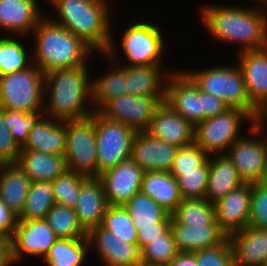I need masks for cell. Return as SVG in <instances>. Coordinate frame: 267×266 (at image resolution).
<instances>
[{
	"mask_svg": "<svg viewBox=\"0 0 267 266\" xmlns=\"http://www.w3.org/2000/svg\"><path fill=\"white\" fill-rule=\"evenodd\" d=\"M267 101L258 110L257 117L255 119V124L257 126H267Z\"/></svg>",
	"mask_w": 267,
	"mask_h": 266,
	"instance_id": "f5cc1de1",
	"label": "cell"
},
{
	"mask_svg": "<svg viewBox=\"0 0 267 266\" xmlns=\"http://www.w3.org/2000/svg\"><path fill=\"white\" fill-rule=\"evenodd\" d=\"M65 159L67 170L97 177V143L94 121L89 117L66 121Z\"/></svg>",
	"mask_w": 267,
	"mask_h": 266,
	"instance_id": "30bf717a",
	"label": "cell"
},
{
	"mask_svg": "<svg viewBox=\"0 0 267 266\" xmlns=\"http://www.w3.org/2000/svg\"><path fill=\"white\" fill-rule=\"evenodd\" d=\"M151 22V23H150ZM139 21L133 22L125 29L123 36L121 38V49L125 55L127 62L124 65L121 62L115 61L117 59V45L112 32L110 46L105 53L101 56L110 58L114 62L123 66H150V65H160L163 63V49H164V36L162 30L157 27L156 23L152 21ZM162 64V65H161Z\"/></svg>",
	"mask_w": 267,
	"mask_h": 266,
	"instance_id": "5b68a950",
	"label": "cell"
},
{
	"mask_svg": "<svg viewBox=\"0 0 267 266\" xmlns=\"http://www.w3.org/2000/svg\"><path fill=\"white\" fill-rule=\"evenodd\" d=\"M251 193L252 183H245L215 203L216 222L227 236L248 225Z\"/></svg>",
	"mask_w": 267,
	"mask_h": 266,
	"instance_id": "ac0fdd59",
	"label": "cell"
},
{
	"mask_svg": "<svg viewBox=\"0 0 267 266\" xmlns=\"http://www.w3.org/2000/svg\"><path fill=\"white\" fill-rule=\"evenodd\" d=\"M0 111L4 114L6 126L20 148L27 142L29 132L36 122L44 115L43 111L35 113L6 109Z\"/></svg>",
	"mask_w": 267,
	"mask_h": 266,
	"instance_id": "b9f144b4",
	"label": "cell"
},
{
	"mask_svg": "<svg viewBox=\"0 0 267 266\" xmlns=\"http://www.w3.org/2000/svg\"><path fill=\"white\" fill-rule=\"evenodd\" d=\"M104 75L91 79L92 106L98 111L108 100L128 94L126 66L113 63Z\"/></svg>",
	"mask_w": 267,
	"mask_h": 266,
	"instance_id": "4dcf8cb0",
	"label": "cell"
},
{
	"mask_svg": "<svg viewBox=\"0 0 267 266\" xmlns=\"http://www.w3.org/2000/svg\"><path fill=\"white\" fill-rule=\"evenodd\" d=\"M45 220L58 238H86L87 233L79 225L73 208L54 204L47 213Z\"/></svg>",
	"mask_w": 267,
	"mask_h": 266,
	"instance_id": "8d00e7d4",
	"label": "cell"
},
{
	"mask_svg": "<svg viewBox=\"0 0 267 266\" xmlns=\"http://www.w3.org/2000/svg\"><path fill=\"white\" fill-rule=\"evenodd\" d=\"M197 266H235L228 238L220 245L192 252Z\"/></svg>",
	"mask_w": 267,
	"mask_h": 266,
	"instance_id": "f6af8a7d",
	"label": "cell"
},
{
	"mask_svg": "<svg viewBox=\"0 0 267 266\" xmlns=\"http://www.w3.org/2000/svg\"><path fill=\"white\" fill-rule=\"evenodd\" d=\"M45 16L35 27L32 62L45 74L58 69L77 68L87 64L96 52L82 39ZM94 52V53H93Z\"/></svg>",
	"mask_w": 267,
	"mask_h": 266,
	"instance_id": "277c9868",
	"label": "cell"
},
{
	"mask_svg": "<svg viewBox=\"0 0 267 266\" xmlns=\"http://www.w3.org/2000/svg\"><path fill=\"white\" fill-rule=\"evenodd\" d=\"M41 10L37 0H0V31L8 36L32 35L46 16Z\"/></svg>",
	"mask_w": 267,
	"mask_h": 266,
	"instance_id": "d6986e66",
	"label": "cell"
},
{
	"mask_svg": "<svg viewBox=\"0 0 267 266\" xmlns=\"http://www.w3.org/2000/svg\"><path fill=\"white\" fill-rule=\"evenodd\" d=\"M166 83L164 102L195 128L203 121V91L183 70H173Z\"/></svg>",
	"mask_w": 267,
	"mask_h": 266,
	"instance_id": "4fadbf2b",
	"label": "cell"
},
{
	"mask_svg": "<svg viewBox=\"0 0 267 266\" xmlns=\"http://www.w3.org/2000/svg\"><path fill=\"white\" fill-rule=\"evenodd\" d=\"M258 127H260V128H263V130L265 131V134L267 135V126H258Z\"/></svg>",
	"mask_w": 267,
	"mask_h": 266,
	"instance_id": "6f0895ef",
	"label": "cell"
},
{
	"mask_svg": "<svg viewBox=\"0 0 267 266\" xmlns=\"http://www.w3.org/2000/svg\"><path fill=\"white\" fill-rule=\"evenodd\" d=\"M245 184L232 160L226 154L209 156V177L205 199L216 203L230 191Z\"/></svg>",
	"mask_w": 267,
	"mask_h": 266,
	"instance_id": "484cf974",
	"label": "cell"
},
{
	"mask_svg": "<svg viewBox=\"0 0 267 266\" xmlns=\"http://www.w3.org/2000/svg\"><path fill=\"white\" fill-rule=\"evenodd\" d=\"M194 130L184 117L163 102L156 110L147 132L168 144L183 147L194 142Z\"/></svg>",
	"mask_w": 267,
	"mask_h": 266,
	"instance_id": "44dd1931",
	"label": "cell"
},
{
	"mask_svg": "<svg viewBox=\"0 0 267 266\" xmlns=\"http://www.w3.org/2000/svg\"><path fill=\"white\" fill-rule=\"evenodd\" d=\"M88 69V64H85L45 73V116L60 121H72L87 119L95 112Z\"/></svg>",
	"mask_w": 267,
	"mask_h": 266,
	"instance_id": "7a4b0ae2",
	"label": "cell"
},
{
	"mask_svg": "<svg viewBox=\"0 0 267 266\" xmlns=\"http://www.w3.org/2000/svg\"><path fill=\"white\" fill-rule=\"evenodd\" d=\"M176 179L182 199H204L209 177V158L189 172H170Z\"/></svg>",
	"mask_w": 267,
	"mask_h": 266,
	"instance_id": "f35d334b",
	"label": "cell"
},
{
	"mask_svg": "<svg viewBox=\"0 0 267 266\" xmlns=\"http://www.w3.org/2000/svg\"><path fill=\"white\" fill-rule=\"evenodd\" d=\"M235 266H266L267 229L246 226L228 236Z\"/></svg>",
	"mask_w": 267,
	"mask_h": 266,
	"instance_id": "7402d4cb",
	"label": "cell"
},
{
	"mask_svg": "<svg viewBox=\"0 0 267 266\" xmlns=\"http://www.w3.org/2000/svg\"><path fill=\"white\" fill-rule=\"evenodd\" d=\"M141 264H168L179 253L173 234L169 229L165 234L151 240L141 250Z\"/></svg>",
	"mask_w": 267,
	"mask_h": 266,
	"instance_id": "60d3db41",
	"label": "cell"
},
{
	"mask_svg": "<svg viewBox=\"0 0 267 266\" xmlns=\"http://www.w3.org/2000/svg\"><path fill=\"white\" fill-rule=\"evenodd\" d=\"M54 204L52 181H32L18 221L45 219Z\"/></svg>",
	"mask_w": 267,
	"mask_h": 266,
	"instance_id": "836d02e7",
	"label": "cell"
},
{
	"mask_svg": "<svg viewBox=\"0 0 267 266\" xmlns=\"http://www.w3.org/2000/svg\"><path fill=\"white\" fill-rule=\"evenodd\" d=\"M94 121L97 143V177L131 157L136 131L123 123L103 117L95 111Z\"/></svg>",
	"mask_w": 267,
	"mask_h": 266,
	"instance_id": "9c48e42d",
	"label": "cell"
},
{
	"mask_svg": "<svg viewBox=\"0 0 267 266\" xmlns=\"http://www.w3.org/2000/svg\"><path fill=\"white\" fill-rule=\"evenodd\" d=\"M101 226L123 241L138 244L137 229L124 206L109 205Z\"/></svg>",
	"mask_w": 267,
	"mask_h": 266,
	"instance_id": "74e56055",
	"label": "cell"
},
{
	"mask_svg": "<svg viewBox=\"0 0 267 266\" xmlns=\"http://www.w3.org/2000/svg\"><path fill=\"white\" fill-rule=\"evenodd\" d=\"M252 1H255L254 3L257 5H261L265 0H252Z\"/></svg>",
	"mask_w": 267,
	"mask_h": 266,
	"instance_id": "9f6ffc18",
	"label": "cell"
},
{
	"mask_svg": "<svg viewBox=\"0 0 267 266\" xmlns=\"http://www.w3.org/2000/svg\"><path fill=\"white\" fill-rule=\"evenodd\" d=\"M89 250L97 254L104 266H141L138 244L128 243L101 225L87 233Z\"/></svg>",
	"mask_w": 267,
	"mask_h": 266,
	"instance_id": "9a60e30c",
	"label": "cell"
},
{
	"mask_svg": "<svg viewBox=\"0 0 267 266\" xmlns=\"http://www.w3.org/2000/svg\"><path fill=\"white\" fill-rule=\"evenodd\" d=\"M244 121L249 122V127L255 124V120L247 112L229 108L199 123L194 130V143L209 156L225 154L231 145L243 136L240 130Z\"/></svg>",
	"mask_w": 267,
	"mask_h": 266,
	"instance_id": "ba28073f",
	"label": "cell"
},
{
	"mask_svg": "<svg viewBox=\"0 0 267 266\" xmlns=\"http://www.w3.org/2000/svg\"><path fill=\"white\" fill-rule=\"evenodd\" d=\"M124 207L137 230L157 228V223L171 222V215L155 200L141 192L133 196Z\"/></svg>",
	"mask_w": 267,
	"mask_h": 266,
	"instance_id": "1f68e13d",
	"label": "cell"
},
{
	"mask_svg": "<svg viewBox=\"0 0 267 266\" xmlns=\"http://www.w3.org/2000/svg\"><path fill=\"white\" fill-rule=\"evenodd\" d=\"M170 230L179 252H195L222 244L228 236L219 226H185L171 215Z\"/></svg>",
	"mask_w": 267,
	"mask_h": 266,
	"instance_id": "d4e9b609",
	"label": "cell"
},
{
	"mask_svg": "<svg viewBox=\"0 0 267 266\" xmlns=\"http://www.w3.org/2000/svg\"><path fill=\"white\" fill-rule=\"evenodd\" d=\"M161 67L160 65L126 66L128 94L133 96H165L166 82L173 71L167 69L164 73Z\"/></svg>",
	"mask_w": 267,
	"mask_h": 266,
	"instance_id": "83f0119b",
	"label": "cell"
},
{
	"mask_svg": "<svg viewBox=\"0 0 267 266\" xmlns=\"http://www.w3.org/2000/svg\"><path fill=\"white\" fill-rule=\"evenodd\" d=\"M248 227L267 229V180L252 183Z\"/></svg>",
	"mask_w": 267,
	"mask_h": 266,
	"instance_id": "7bdbcfd3",
	"label": "cell"
},
{
	"mask_svg": "<svg viewBox=\"0 0 267 266\" xmlns=\"http://www.w3.org/2000/svg\"><path fill=\"white\" fill-rule=\"evenodd\" d=\"M248 129L249 137L241 136L225 154L232 160L245 183L266 181L267 135H265L263 128L258 127L256 124Z\"/></svg>",
	"mask_w": 267,
	"mask_h": 266,
	"instance_id": "8fae6325",
	"label": "cell"
},
{
	"mask_svg": "<svg viewBox=\"0 0 267 266\" xmlns=\"http://www.w3.org/2000/svg\"><path fill=\"white\" fill-rule=\"evenodd\" d=\"M247 96L259 110L267 101V47L237 53Z\"/></svg>",
	"mask_w": 267,
	"mask_h": 266,
	"instance_id": "ffe728a7",
	"label": "cell"
},
{
	"mask_svg": "<svg viewBox=\"0 0 267 266\" xmlns=\"http://www.w3.org/2000/svg\"><path fill=\"white\" fill-rule=\"evenodd\" d=\"M20 153L21 148L11 135L4 114L0 111V164L17 163Z\"/></svg>",
	"mask_w": 267,
	"mask_h": 266,
	"instance_id": "bcb514c9",
	"label": "cell"
},
{
	"mask_svg": "<svg viewBox=\"0 0 267 266\" xmlns=\"http://www.w3.org/2000/svg\"><path fill=\"white\" fill-rule=\"evenodd\" d=\"M228 106L223 100L210 93L203 92V120L225 112Z\"/></svg>",
	"mask_w": 267,
	"mask_h": 266,
	"instance_id": "681fc988",
	"label": "cell"
},
{
	"mask_svg": "<svg viewBox=\"0 0 267 266\" xmlns=\"http://www.w3.org/2000/svg\"><path fill=\"white\" fill-rule=\"evenodd\" d=\"M144 170L131 158L99 175L108 205L124 206L141 190Z\"/></svg>",
	"mask_w": 267,
	"mask_h": 266,
	"instance_id": "2e32d148",
	"label": "cell"
},
{
	"mask_svg": "<svg viewBox=\"0 0 267 266\" xmlns=\"http://www.w3.org/2000/svg\"><path fill=\"white\" fill-rule=\"evenodd\" d=\"M171 266H197L193 253L179 252L169 263Z\"/></svg>",
	"mask_w": 267,
	"mask_h": 266,
	"instance_id": "816d5d0a",
	"label": "cell"
},
{
	"mask_svg": "<svg viewBox=\"0 0 267 266\" xmlns=\"http://www.w3.org/2000/svg\"><path fill=\"white\" fill-rule=\"evenodd\" d=\"M165 96H133L126 94L108 100L98 112L105 118L118 121L136 132L147 131L156 110Z\"/></svg>",
	"mask_w": 267,
	"mask_h": 266,
	"instance_id": "7c38bea8",
	"label": "cell"
},
{
	"mask_svg": "<svg viewBox=\"0 0 267 266\" xmlns=\"http://www.w3.org/2000/svg\"><path fill=\"white\" fill-rule=\"evenodd\" d=\"M31 182L18 164L0 165V198L17 216L23 211Z\"/></svg>",
	"mask_w": 267,
	"mask_h": 266,
	"instance_id": "f1b7e54d",
	"label": "cell"
},
{
	"mask_svg": "<svg viewBox=\"0 0 267 266\" xmlns=\"http://www.w3.org/2000/svg\"><path fill=\"white\" fill-rule=\"evenodd\" d=\"M31 181H54L67 170L64 155L21 151L16 163Z\"/></svg>",
	"mask_w": 267,
	"mask_h": 266,
	"instance_id": "f546056e",
	"label": "cell"
},
{
	"mask_svg": "<svg viewBox=\"0 0 267 266\" xmlns=\"http://www.w3.org/2000/svg\"><path fill=\"white\" fill-rule=\"evenodd\" d=\"M140 192L172 215L182 202L176 179L168 171H145Z\"/></svg>",
	"mask_w": 267,
	"mask_h": 266,
	"instance_id": "4316f807",
	"label": "cell"
},
{
	"mask_svg": "<svg viewBox=\"0 0 267 266\" xmlns=\"http://www.w3.org/2000/svg\"><path fill=\"white\" fill-rule=\"evenodd\" d=\"M84 175L66 170L52 181L55 204L75 208L82 184L88 179Z\"/></svg>",
	"mask_w": 267,
	"mask_h": 266,
	"instance_id": "ab89813d",
	"label": "cell"
},
{
	"mask_svg": "<svg viewBox=\"0 0 267 266\" xmlns=\"http://www.w3.org/2000/svg\"><path fill=\"white\" fill-rule=\"evenodd\" d=\"M201 68L198 70H183L203 92L210 93L224 101L228 108H236L247 112L254 120L258 109L250 102L242 71L236 66Z\"/></svg>",
	"mask_w": 267,
	"mask_h": 266,
	"instance_id": "8992f818",
	"label": "cell"
},
{
	"mask_svg": "<svg viewBox=\"0 0 267 266\" xmlns=\"http://www.w3.org/2000/svg\"><path fill=\"white\" fill-rule=\"evenodd\" d=\"M199 12L212 39L238 44V53L267 47V18L260 5L247 8L208 3Z\"/></svg>",
	"mask_w": 267,
	"mask_h": 266,
	"instance_id": "6da1fadb",
	"label": "cell"
},
{
	"mask_svg": "<svg viewBox=\"0 0 267 266\" xmlns=\"http://www.w3.org/2000/svg\"><path fill=\"white\" fill-rule=\"evenodd\" d=\"M178 148L147 131H139L133 138L130 158L144 171L170 172Z\"/></svg>",
	"mask_w": 267,
	"mask_h": 266,
	"instance_id": "e0dca14e",
	"label": "cell"
},
{
	"mask_svg": "<svg viewBox=\"0 0 267 266\" xmlns=\"http://www.w3.org/2000/svg\"><path fill=\"white\" fill-rule=\"evenodd\" d=\"M209 155L194 142L190 145L179 147L170 172H189L202 166Z\"/></svg>",
	"mask_w": 267,
	"mask_h": 266,
	"instance_id": "ee69618b",
	"label": "cell"
},
{
	"mask_svg": "<svg viewBox=\"0 0 267 266\" xmlns=\"http://www.w3.org/2000/svg\"><path fill=\"white\" fill-rule=\"evenodd\" d=\"M108 0H47L58 14L49 19L82 39L96 53H105L112 37Z\"/></svg>",
	"mask_w": 267,
	"mask_h": 266,
	"instance_id": "3957f363",
	"label": "cell"
},
{
	"mask_svg": "<svg viewBox=\"0 0 267 266\" xmlns=\"http://www.w3.org/2000/svg\"><path fill=\"white\" fill-rule=\"evenodd\" d=\"M45 74L32 63L24 70L0 76V109L43 111Z\"/></svg>",
	"mask_w": 267,
	"mask_h": 266,
	"instance_id": "52a82bcc",
	"label": "cell"
},
{
	"mask_svg": "<svg viewBox=\"0 0 267 266\" xmlns=\"http://www.w3.org/2000/svg\"><path fill=\"white\" fill-rule=\"evenodd\" d=\"M4 36L0 37V76L24 70L32 64L31 52L20 39L24 37Z\"/></svg>",
	"mask_w": 267,
	"mask_h": 266,
	"instance_id": "d590c367",
	"label": "cell"
},
{
	"mask_svg": "<svg viewBox=\"0 0 267 266\" xmlns=\"http://www.w3.org/2000/svg\"><path fill=\"white\" fill-rule=\"evenodd\" d=\"M18 216L0 198V236L11 239Z\"/></svg>",
	"mask_w": 267,
	"mask_h": 266,
	"instance_id": "7dc6e473",
	"label": "cell"
},
{
	"mask_svg": "<svg viewBox=\"0 0 267 266\" xmlns=\"http://www.w3.org/2000/svg\"><path fill=\"white\" fill-rule=\"evenodd\" d=\"M66 121L43 115L31 129L21 151H38L45 154L65 155Z\"/></svg>",
	"mask_w": 267,
	"mask_h": 266,
	"instance_id": "cb8c5ba5",
	"label": "cell"
},
{
	"mask_svg": "<svg viewBox=\"0 0 267 266\" xmlns=\"http://www.w3.org/2000/svg\"><path fill=\"white\" fill-rule=\"evenodd\" d=\"M172 216L185 226H219L215 203L207 199H183Z\"/></svg>",
	"mask_w": 267,
	"mask_h": 266,
	"instance_id": "e575fe53",
	"label": "cell"
},
{
	"mask_svg": "<svg viewBox=\"0 0 267 266\" xmlns=\"http://www.w3.org/2000/svg\"><path fill=\"white\" fill-rule=\"evenodd\" d=\"M170 224L171 222H160L157 223V228L138 229L137 239L139 249L141 250L151 240H155L165 234L170 229Z\"/></svg>",
	"mask_w": 267,
	"mask_h": 266,
	"instance_id": "c3c4849f",
	"label": "cell"
},
{
	"mask_svg": "<svg viewBox=\"0 0 267 266\" xmlns=\"http://www.w3.org/2000/svg\"><path fill=\"white\" fill-rule=\"evenodd\" d=\"M58 239L45 219L18 221L11 238L14 264L27 254L44 259Z\"/></svg>",
	"mask_w": 267,
	"mask_h": 266,
	"instance_id": "5bb4252c",
	"label": "cell"
},
{
	"mask_svg": "<svg viewBox=\"0 0 267 266\" xmlns=\"http://www.w3.org/2000/svg\"><path fill=\"white\" fill-rule=\"evenodd\" d=\"M108 206L101 180L89 177L81 186L74 208L78 223L86 233L102 224Z\"/></svg>",
	"mask_w": 267,
	"mask_h": 266,
	"instance_id": "603a6c76",
	"label": "cell"
},
{
	"mask_svg": "<svg viewBox=\"0 0 267 266\" xmlns=\"http://www.w3.org/2000/svg\"><path fill=\"white\" fill-rule=\"evenodd\" d=\"M260 6H261V8L263 10L264 15L267 18V0H265Z\"/></svg>",
	"mask_w": 267,
	"mask_h": 266,
	"instance_id": "db71d44e",
	"label": "cell"
},
{
	"mask_svg": "<svg viewBox=\"0 0 267 266\" xmlns=\"http://www.w3.org/2000/svg\"><path fill=\"white\" fill-rule=\"evenodd\" d=\"M14 265L12 259L11 239L0 236V266Z\"/></svg>",
	"mask_w": 267,
	"mask_h": 266,
	"instance_id": "f907efd6",
	"label": "cell"
},
{
	"mask_svg": "<svg viewBox=\"0 0 267 266\" xmlns=\"http://www.w3.org/2000/svg\"><path fill=\"white\" fill-rule=\"evenodd\" d=\"M89 250L88 238H59L43 259L47 266H82Z\"/></svg>",
	"mask_w": 267,
	"mask_h": 266,
	"instance_id": "d6a6232c",
	"label": "cell"
},
{
	"mask_svg": "<svg viewBox=\"0 0 267 266\" xmlns=\"http://www.w3.org/2000/svg\"><path fill=\"white\" fill-rule=\"evenodd\" d=\"M141 266H171V265L168 263V264H152V265H141Z\"/></svg>",
	"mask_w": 267,
	"mask_h": 266,
	"instance_id": "11a10c76",
	"label": "cell"
}]
</instances>
